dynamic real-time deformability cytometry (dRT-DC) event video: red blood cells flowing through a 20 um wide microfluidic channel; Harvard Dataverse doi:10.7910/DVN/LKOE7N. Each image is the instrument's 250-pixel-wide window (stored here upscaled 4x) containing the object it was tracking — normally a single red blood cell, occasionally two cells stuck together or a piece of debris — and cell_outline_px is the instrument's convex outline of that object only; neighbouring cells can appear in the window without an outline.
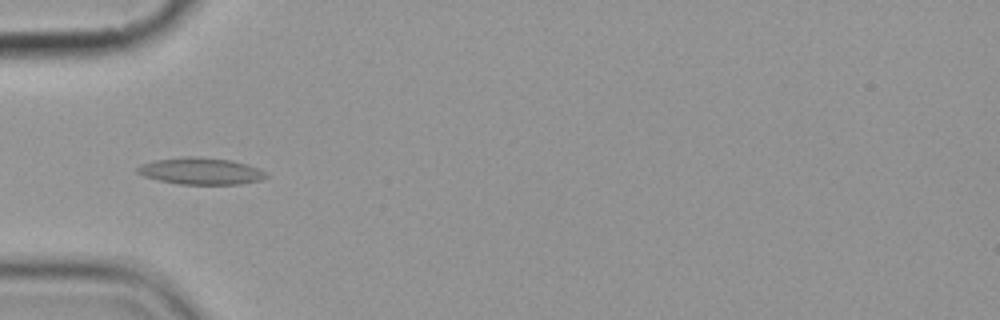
{"species": "common noctule bat (a hibernating species)", "species_latin": "Nyctalus noctula", "temperature_condition": "cold", "stored_images_in_passage": 4, "camera_frame_rate_fps": 3000, "um_per_image_px": 0.085, "animal": {"sex": "female", "body_mass_g": 19.9}, "frame": {"image": 1, "passage_image": 4, "time_ms": 3.667, "image_size_px": [1000, 320], "cell_outline_px": [[268, 176], [260, 180], [240, 184], [180, 184], [160, 180], [144, 176], [136, 172], [136, 168], [144, 164], [156, 160], [188, 156], [196, 156], [228, 160], [244, 164], [256, 168], [264, 172]], "centroid_in_image_um": [17.04, 14.55], "position_along_channel_um": 68.0, "area_um2": 19.59}}